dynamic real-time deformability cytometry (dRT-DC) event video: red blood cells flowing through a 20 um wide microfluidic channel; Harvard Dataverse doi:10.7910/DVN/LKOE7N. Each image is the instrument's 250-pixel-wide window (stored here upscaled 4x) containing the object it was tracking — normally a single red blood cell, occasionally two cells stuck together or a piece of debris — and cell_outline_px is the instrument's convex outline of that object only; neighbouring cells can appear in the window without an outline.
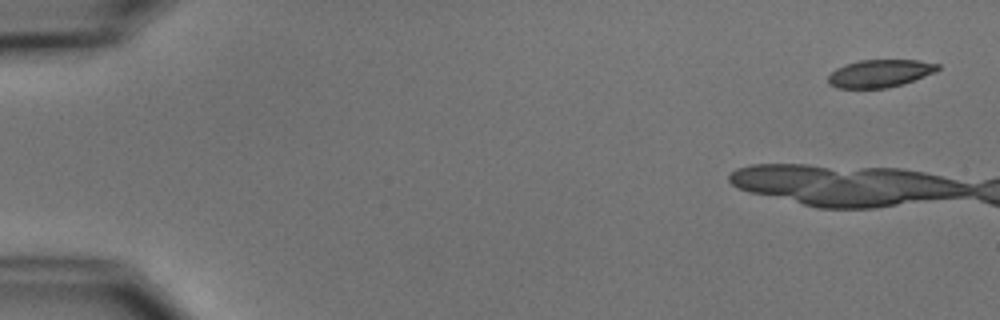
{"species": "common noctule bat (a hibernating species)", "species_latin": "Nyctalus noctula", "temperature_condition": "cold", "stored_images_in_passage": 3, "camera_frame_rate_fps": 3000, "um_per_image_px": 0.085, "animal": {"sex": "male", "body_mass_g": 15.6}, "frame": {"image": 1, "passage_image": 1, "time_ms": 0.0, "image_size_px": [1000, 320], "cell_outline_px": [[940, 68], [936, 72], [904, 84], [888, 88], [840, 88], [828, 84], [828, 76], [836, 68], [860, 60], [916, 60], [940, 64]], "centroid_in_image_um": [74.82, 6.24], "position_along_channel_um": 10.2, "area_um2": 17.69}}